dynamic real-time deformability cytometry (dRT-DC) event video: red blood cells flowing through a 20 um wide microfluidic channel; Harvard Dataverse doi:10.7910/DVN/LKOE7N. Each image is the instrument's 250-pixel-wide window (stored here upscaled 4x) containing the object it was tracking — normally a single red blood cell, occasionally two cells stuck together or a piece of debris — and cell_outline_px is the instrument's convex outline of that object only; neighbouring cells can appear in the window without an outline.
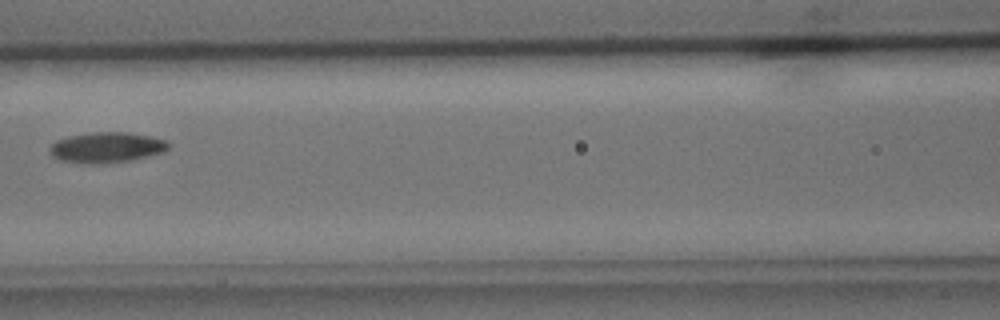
{"species": "common noctule bat (a hibernating species)", "species_latin": "Nyctalus noctula", "temperature_condition": "cold", "stored_images_in_passage": 6, "camera_frame_rate_fps": 3000, "um_per_image_px": 0.085, "animal": {"sex": "male", "body_mass_g": 15.6}, "frame": {"image": 1, "passage_image": 5, "time_ms": 7.0, "image_size_px": [1000, 320], "cell_outline_px": [[168, 148], [164, 152], [148, 156], [128, 160], [104, 164], [84, 164], [60, 160], [52, 156], [48, 152], [48, 148], [56, 140], [68, 136], [88, 132], [128, 132], [152, 136], [168, 140]], "centroid_in_image_um": [9.03, 12.53], "position_along_channel_um": 157.6, "area_um2": 21.44}}
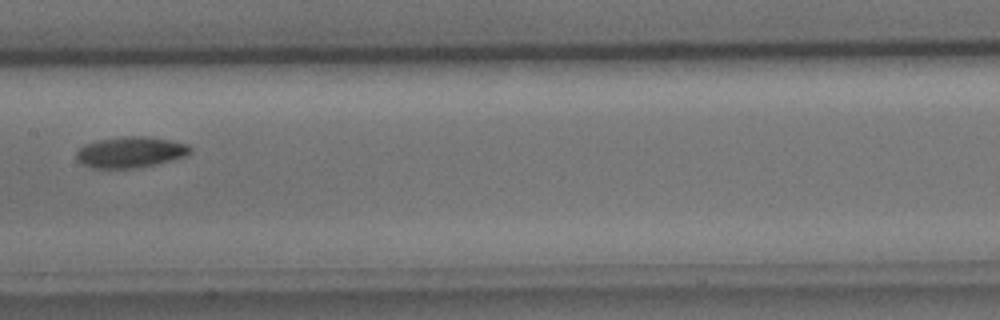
{"frame": {"image": 2, "passage_image": 6, "time_ms": 8.0, "image_size_px": [1000, 320], "cell_outline_px": [[192, 152], [188, 156], [156, 164], [136, 168], [92, 168], [76, 160], [76, 152], [84, 144], [100, 140], [124, 136], [148, 136], [172, 140], [188, 144], [192, 148]], "centroid_in_image_um": [11.14, 12.93], "position_along_channel_um": 196.3, "area_um2": 20.75}}